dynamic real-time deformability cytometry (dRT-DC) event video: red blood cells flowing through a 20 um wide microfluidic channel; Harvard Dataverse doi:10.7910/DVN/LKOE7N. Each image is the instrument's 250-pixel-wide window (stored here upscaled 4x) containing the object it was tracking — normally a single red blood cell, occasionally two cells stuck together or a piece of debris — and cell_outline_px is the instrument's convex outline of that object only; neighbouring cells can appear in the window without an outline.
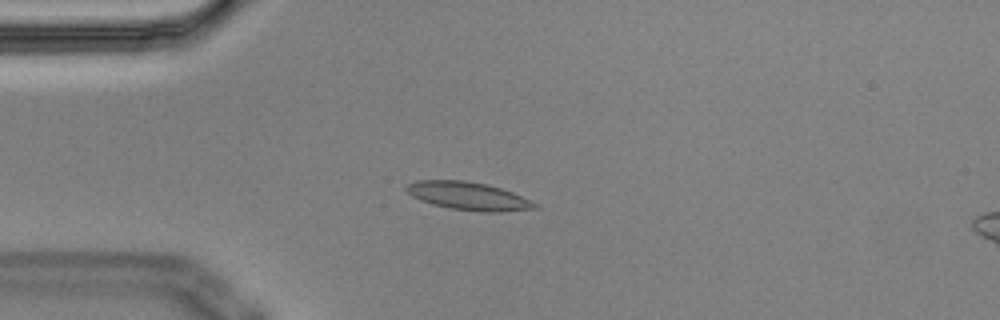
{"species": "Egyptian fruit bat (a non-hibernating species)", "species_latin": "Rousettus aegyptiacus", "temperature_condition": "cold", "stored_images_in_passage": 8, "camera_frame_rate_fps": 3000, "um_per_image_px": 0.085, "animal": {"sex": "male"}, "frame": {"image": 1, "passage_image": 3, "time_ms": 0.667, "image_size_px": [1000, 320], "cell_outline_px": [[540, 208], [500, 212], [484, 212], [448, 208], [432, 204], [420, 200], [412, 196], [404, 188], [408, 184], [416, 180], [464, 180], [488, 184], [512, 192], [536, 204]], "centroid_in_image_um": [39.78, 16.66], "position_along_channel_um": 45.2, "area_um2": 20.92}}
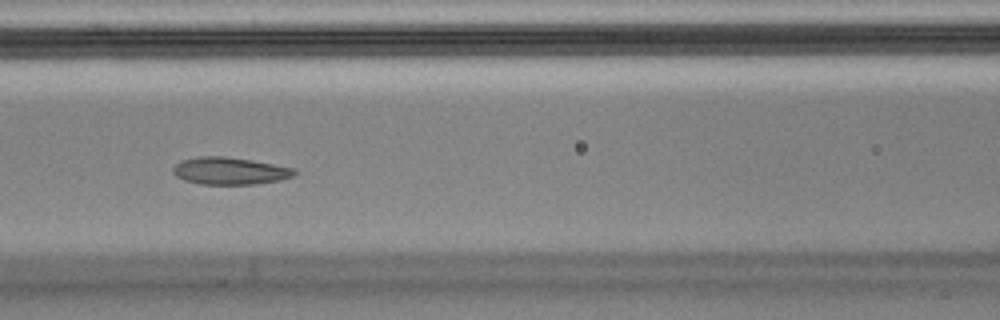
{"frame": {"image": 2, "passage_image": 6, "time_ms": 1.667, "image_size_px": [1000, 320], "cell_outline_px": [[296, 176], [280, 180], [256, 184], [200, 184], [184, 180], [176, 176], [172, 172], [172, 168], [176, 164], [184, 160], [200, 156], [224, 156], [296, 168]], "centroid_in_image_um": [19.55, 14.54], "position_along_channel_um": 147.0, "area_um2": 19.19}}
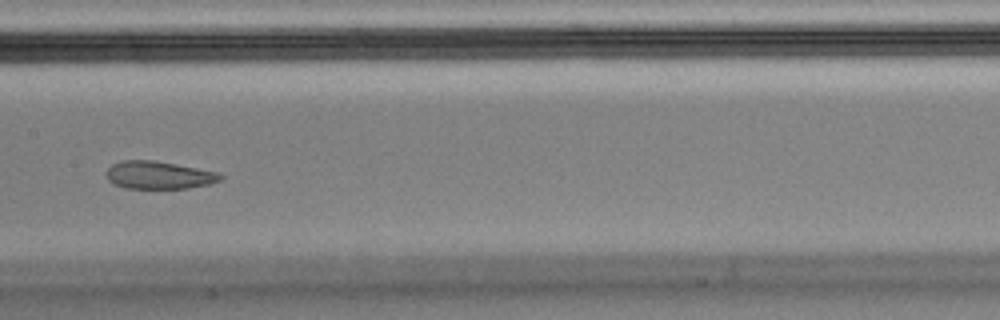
{"frame": {"image": 3, "passage_image": 7, "time_ms": 2.0, "image_size_px": [1000, 320], "cell_outline_px": [[224, 176], [220, 180], [212, 184], [188, 188], [124, 188], [112, 184], [108, 180], [108, 168], [112, 164], [120, 160], [152, 160], [176, 164], [220, 172]], "centroid_in_image_um": [13.53, 14.88], "position_along_channel_um": 193.9, "area_um2": 18.55}}